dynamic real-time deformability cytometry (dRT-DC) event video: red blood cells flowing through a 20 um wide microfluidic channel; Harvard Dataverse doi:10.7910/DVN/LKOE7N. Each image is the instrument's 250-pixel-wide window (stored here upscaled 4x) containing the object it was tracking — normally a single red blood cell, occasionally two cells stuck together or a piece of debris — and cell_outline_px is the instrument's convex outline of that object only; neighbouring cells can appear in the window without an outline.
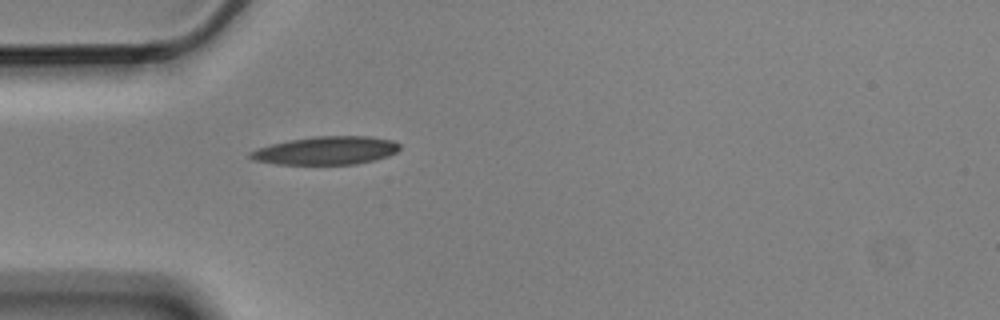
{"species": "Egyptian fruit bat (a non-hibernating species)", "species_latin": "Rousettus aegyptiacus", "temperature_condition": "cold", "stored_images_in_passage": 1, "camera_frame_rate_fps": 3000, "um_per_image_px": 0.085, "animal": {"sex": "male"}, "frame": {"image": 1, "passage_image": 1, "time_ms": 0.0, "image_size_px": [1000, 320], "cell_outline_px": [[400, 148], [396, 152], [388, 156], [356, 164], [276, 164], [252, 160], [248, 156], [248, 152], [256, 148], [288, 140], [312, 136], [368, 136], [392, 140], [400, 144]], "centroid_in_image_um": [27.68, 12.79], "position_along_channel_um": 57.3, "area_um2": 24.62}}